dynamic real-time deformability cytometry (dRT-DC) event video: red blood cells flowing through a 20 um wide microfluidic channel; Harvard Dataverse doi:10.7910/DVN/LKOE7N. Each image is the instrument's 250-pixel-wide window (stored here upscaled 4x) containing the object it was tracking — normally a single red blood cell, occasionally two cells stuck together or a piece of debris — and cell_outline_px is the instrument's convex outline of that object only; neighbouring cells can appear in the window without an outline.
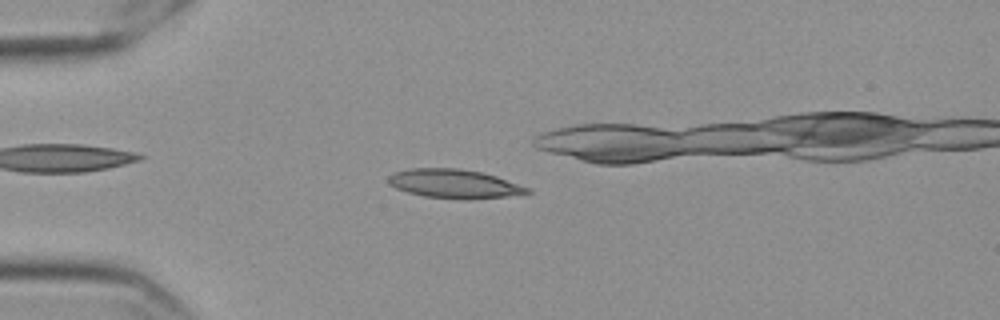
{"species": "Egyptian fruit bat (a non-hibernating species)", "species_latin": "Rousettus aegyptiacus", "temperature_condition": "cold", "stored_images_in_passage": 45, "camera_frame_rate_fps": 3000, "um_per_image_px": 0.085, "frame": {"image": 1, "passage_image": 9, "time_ms": 2.667, "image_size_px": [1000, 320], "cell_outline_px": [[532, 192], [508, 196], [464, 200], [424, 196], [408, 192], [396, 188], [388, 184], [388, 176], [392, 172], [408, 168], [460, 168], [480, 172], [496, 176], [532, 188]], "centroid_in_image_um": [38.6, 15.62], "position_along_channel_um": 46.4, "area_um2": 23.64}}
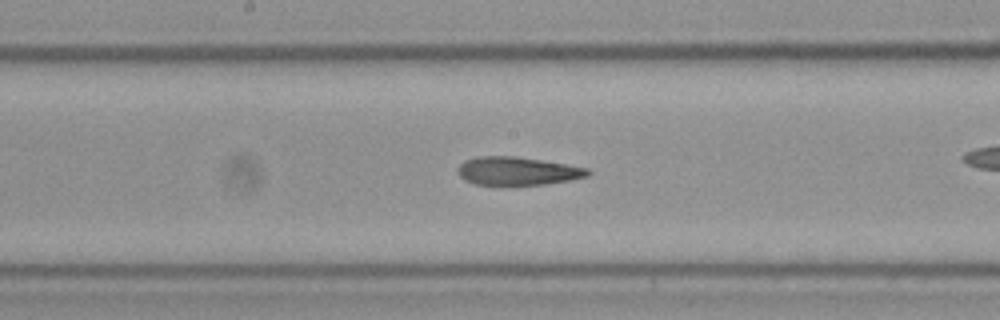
{"frame": {"image": 2, "passage_image": 24, "time_ms": 7.667, "image_size_px": [1000, 320], "cell_outline_px": [[592, 172], [588, 176], [568, 180], [544, 184], [476, 184], [464, 180], [456, 172], [460, 164], [464, 160], [476, 156], [516, 156], [588, 168]], "centroid_in_image_um": [43.95, 14.52], "position_along_channel_um": 204.3, "area_um2": 21.15}}
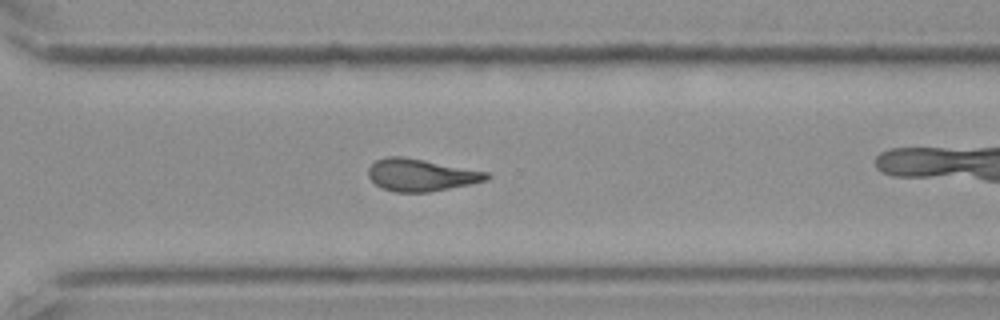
{"frame": {"image": 3, "passage_image": 35, "time_ms": 11.333, "image_size_px": [1000, 320], "cell_outline_px": [[492, 176], [488, 180], [472, 184], [428, 192], [392, 192], [376, 184], [368, 176], [368, 168], [376, 160], [384, 156], [404, 156], [488, 172]], "centroid_in_image_um": [35.79, 14.87], "position_along_channel_um": 334.8, "area_um2": 22.31}}